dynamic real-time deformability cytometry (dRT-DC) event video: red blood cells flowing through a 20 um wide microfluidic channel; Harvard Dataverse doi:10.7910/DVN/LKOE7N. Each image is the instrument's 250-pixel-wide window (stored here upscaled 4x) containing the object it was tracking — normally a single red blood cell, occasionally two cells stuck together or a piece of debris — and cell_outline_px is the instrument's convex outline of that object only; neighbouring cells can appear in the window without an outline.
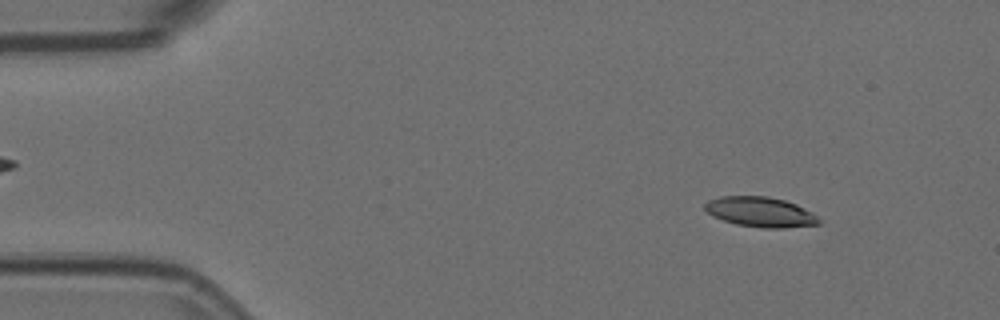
{"species": "Egyptian fruit bat (a non-hibernating species)", "species_latin": "Rousettus aegyptiacus", "temperature_condition": "room temperature", "stored_images_in_passage": 4, "segment_of_instrument_passage": [1, 2], "camera_frame_rate_fps": 3000, "um_per_image_px": 0.085, "animal": {"sex": "female"}, "frame": {"image": 1, "passage_image": 1, "time_ms": 0.0, "image_size_px": [1000, 320], "cell_outline_px": [[824, 220], [820, 224], [784, 228], [760, 228], [736, 224], [712, 216], [704, 208], [704, 204], [708, 200], [720, 196], [768, 196], [784, 200], [796, 204], [812, 212]], "centroid_in_image_um": [64.67, 18.02], "position_along_channel_um": 20.3, "area_um2": 20.17}}
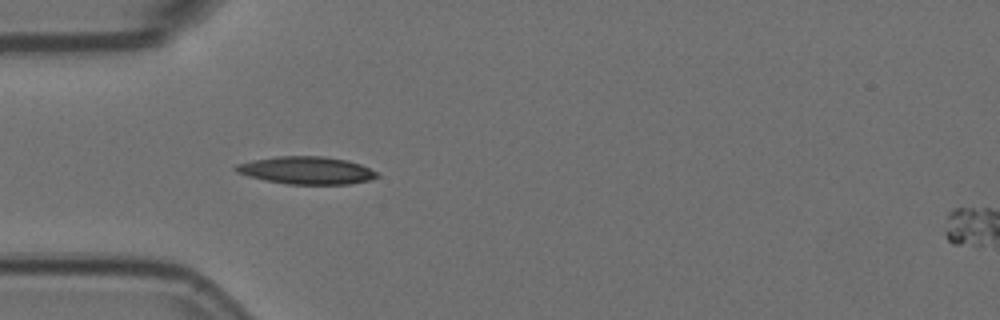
{"frame": {"image": 2, "passage_image": 3, "time_ms": 0.667, "image_size_px": [1000, 320], "cell_outline_px": [[380, 176], [368, 180], [348, 184], [288, 184], [264, 180], [248, 176], [236, 172], [232, 168], [236, 164], [252, 160], [276, 156], [324, 156], [348, 160], [360, 164], [376, 172]], "centroid_in_image_um": [26.01, 14.47], "position_along_channel_um": 59.0, "area_um2": 22.72}}